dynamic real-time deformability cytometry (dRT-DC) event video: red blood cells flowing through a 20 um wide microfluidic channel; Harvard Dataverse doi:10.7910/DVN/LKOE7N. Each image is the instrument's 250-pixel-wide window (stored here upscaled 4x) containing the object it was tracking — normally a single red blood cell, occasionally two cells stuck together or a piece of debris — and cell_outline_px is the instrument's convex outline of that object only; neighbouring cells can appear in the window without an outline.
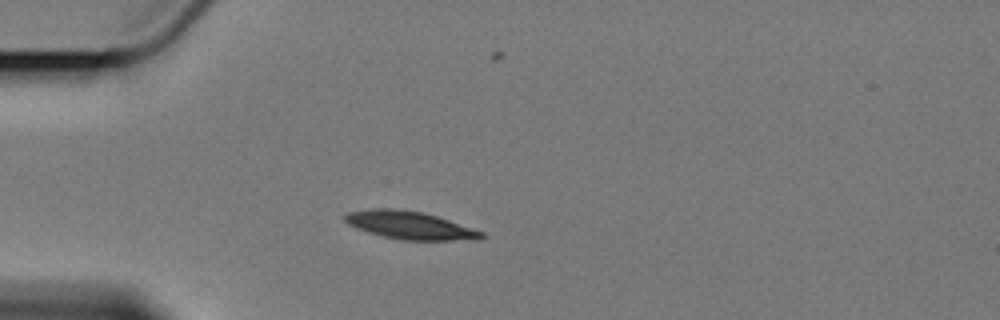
{"species": "Egyptian fruit bat (a non-hibernating species)", "species_latin": "Rousettus aegyptiacus", "temperature_condition": "cold", "stored_images_in_passage": 10, "camera_frame_rate_fps": 3000, "um_per_image_px": 0.085, "animal": {"sex": "female"}, "frame": {"image": 1, "passage_image": 4, "time_ms": 3.667, "image_size_px": [1000, 320], "cell_outline_px": [[484, 236], [480, 240], [400, 240], [380, 236], [356, 228], [348, 224], [344, 220], [344, 216], [348, 212], [372, 208], [392, 208], [424, 212], [484, 232]], "centroid_in_image_um": [34.82, 19.15], "position_along_channel_um": 50.2, "area_um2": 22.25}}
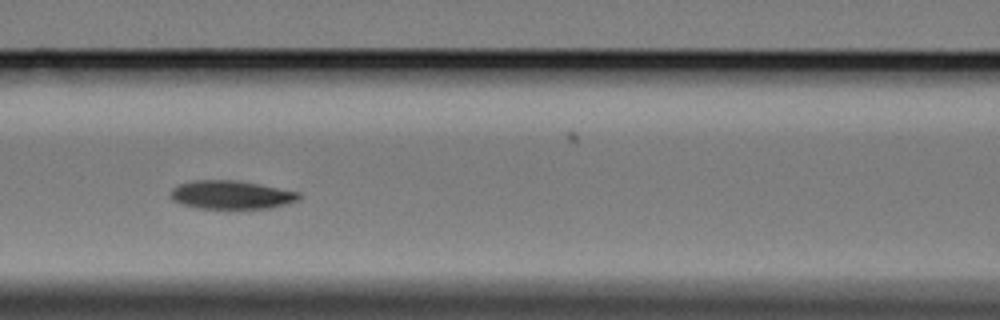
{"frame": {"image": 2, "passage_image": 7, "time_ms": 7.0, "image_size_px": [1000, 320], "cell_outline_px": [[300, 200], [268, 208], [200, 208], [180, 204], [172, 200], [168, 196], [168, 192], [172, 188], [180, 184], [196, 180], [236, 180], [300, 192]], "centroid_in_image_um": [19.6, 16.56], "position_along_channel_um": 147.0, "area_um2": 21.21}}
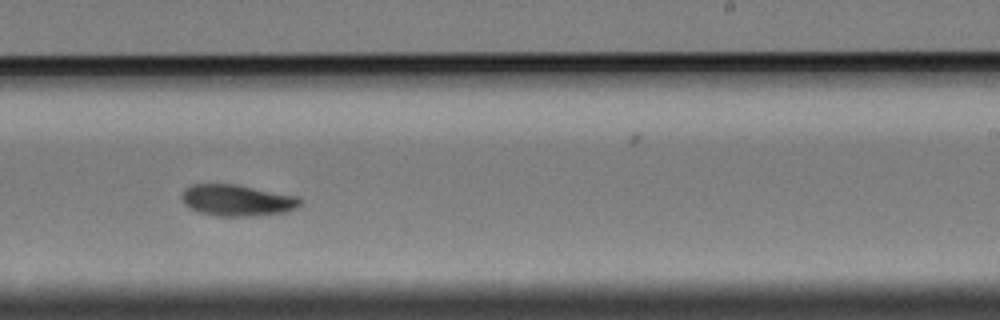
{"frame": {"image": 3, "passage_image": 10, "time_ms": 10.667, "image_size_px": [1000, 320], "cell_outline_px": [[304, 200], [296, 208], [288, 212], [248, 216], [216, 216], [196, 212], [188, 208], [184, 204], [180, 196], [184, 188], [192, 184], [236, 184], [300, 196]], "centroid_in_image_um": [20.15, 17.02], "position_along_channel_um": 268.9, "area_um2": 22.14}}